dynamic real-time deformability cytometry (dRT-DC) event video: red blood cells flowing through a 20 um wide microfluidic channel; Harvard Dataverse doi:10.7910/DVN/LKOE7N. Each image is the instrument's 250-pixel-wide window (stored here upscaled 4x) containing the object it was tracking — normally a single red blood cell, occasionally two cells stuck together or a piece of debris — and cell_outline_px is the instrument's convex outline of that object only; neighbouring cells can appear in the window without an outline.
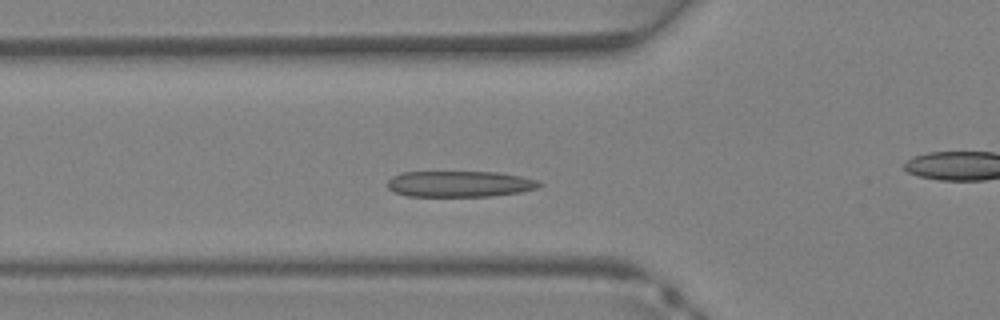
{"species": "Egyptian fruit bat (a non-hibernating species)", "species_latin": "Rousettus aegyptiacus", "temperature_condition": "warm", "stored_images_in_passage": 29, "camera_frame_rate_fps": 3000, "um_per_image_px": 0.085, "animal": {"sex": "female"}, "frame": {"image": 1, "passage_image": 4, "time_ms": 1.0, "image_size_px": [1000, 320], "cell_outline_px": [[544, 184], [536, 188], [520, 192], [492, 196], [408, 196], [396, 192], [388, 188], [388, 180], [392, 176], [400, 172], [496, 172], [520, 176], [536, 180]], "centroid_in_image_um": [39.06, 15.63], "position_along_channel_um": 86.7, "area_um2": 22.95}}
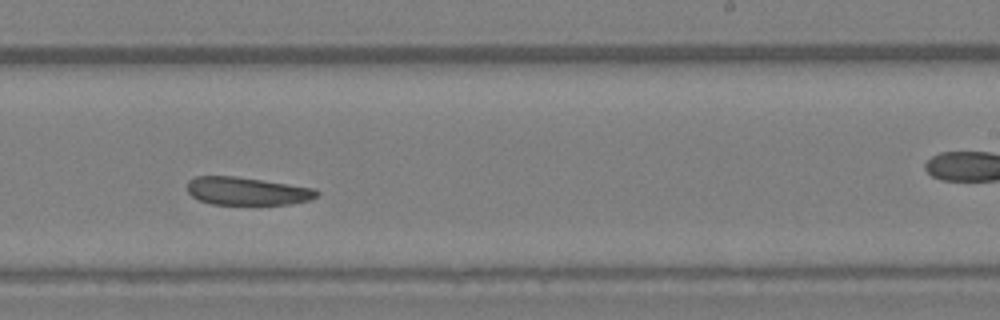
{"frame": {"image": 2, "passage_image": 14, "time_ms": 4.333, "image_size_px": [1000, 320], "cell_outline_px": [[320, 192], [316, 196], [308, 200], [288, 204], [212, 204], [200, 200], [192, 196], [188, 192], [188, 180], [196, 176], [232, 176], [316, 188]], "centroid_in_image_um": [20.99, 16.24], "position_along_channel_um": 268.0, "area_um2": 20.81}}
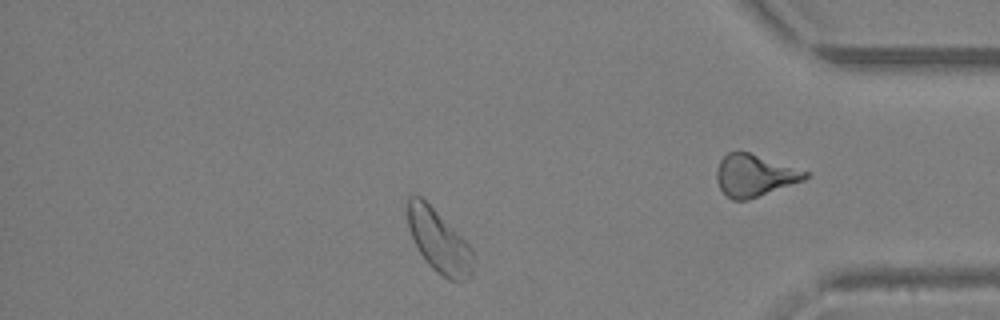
{"frame": {"image": 3, "passage_image": 23, "time_ms": 7.333, "image_size_px": [1000, 320], "cell_outline_px": [[472, 272], [468, 280], [448, 280], [436, 272], [428, 264], [420, 252], [408, 228], [408, 196], [412, 192], [420, 196], [468, 244], [472, 252]], "centroid_in_image_um": [37.27, 20.51], "position_along_channel_um": 397.9, "area_um2": 23.29}}